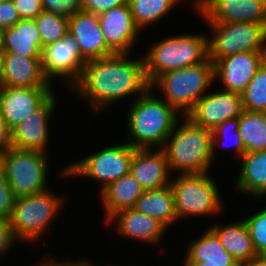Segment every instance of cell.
Wrapping results in <instances>:
<instances>
[{
  "mask_svg": "<svg viewBox=\"0 0 266 266\" xmlns=\"http://www.w3.org/2000/svg\"><path fill=\"white\" fill-rule=\"evenodd\" d=\"M126 56L127 53H114L87 61L71 90L86 98L94 112L130 94H144L150 88L144 60H129Z\"/></svg>",
  "mask_w": 266,
  "mask_h": 266,
  "instance_id": "obj_1",
  "label": "cell"
},
{
  "mask_svg": "<svg viewBox=\"0 0 266 266\" xmlns=\"http://www.w3.org/2000/svg\"><path fill=\"white\" fill-rule=\"evenodd\" d=\"M149 88L138 96L127 116L129 144L136 149L162 148L179 119L178 112ZM151 93V94H150Z\"/></svg>",
  "mask_w": 266,
  "mask_h": 266,
  "instance_id": "obj_2",
  "label": "cell"
},
{
  "mask_svg": "<svg viewBox=\"0 0 266 266\" xmlns=\"http://www.w3.org/2000/svg\"><path fill=\"white\" fill-rule=\"evenodd\" d=\"M184 118L182 125L179 126L177 122L161 148L166 155L169 170H179L180 174L208 173L209 165L213 162L212 131Z\"/></svg>",
  "mask_w": 266,
  "mask_h": 266,
  "instance_id": "obj_3",
  "label": "cell"
},
{
  "mask_svg": "<svg viewBox=\"0 0 266 266\" xmlns=\"http://www.w3.org/2000/svg\"><path fill=\"white\" fill-rule=\"evenodd\" d=\"M214 80V63L207 57L199 64L164 72L150 88H160L164 100L185 117Z\"/></svg>",
  "mask_w": 266,
  "mask_h": 266,
  "instance_id": "obj_4",
  "label": "cell"
},
{
  "mask_svg": "<svg viewBox=\"0 0 266 266\" xmlns=\"http://www.w3.org/2000/svg\"><path fill=\"white\" fill-rule=\"evenodd\" d=\"M204 34L170 36L152 45L143 57L146 79L151 84L164 72L203 62L208 57Z\"/></svg>",
  "mask_w": 266,
  "mask_h": 266,
  "instance_id": "obj_5",
  "label": "cell"
},
{
  "mask_svg": "<svg viewBox=\"0 0 266 266\" xmlns=\"http://www.w3.org/2000/svg\"><path fill=\"white\" fill-rule=\"evenodd\" d=\"M47 190L15 198L9 220L16 239L36 242L49 223L56 220L64 200Z\"/></svg>",
  "mask_w": 266,
  "mask_h": 266,
  "instance_id": "obj_6",
  "label": "cell"
},
{
  "mask_svg": "<svg viewBox=\"0 0 266 266\" xmlns=\"http://www.w3.org/2000/svg\"><path fill=\"white\" fill-rule=\"evenodd\" d=\"M47 153L10 147L0 154L2 172L15 198L46 190Z\"/></svg>",
  "mask_w": 266,
  "mask_h": 266,
  "instance_id": "obj_7",
  "label": "cell"
},
{
  "mask_svg": "<svg viewBox=\"0 0 266 266\" xmlns=\"http://www.w3.org/2000/svg\"><path fill=\"white\" fill-rule=\"evenodd\" d=\"M208 58L218 59L240 52H266V24L253 22H209Z\"/></svg>",
  "mask_w": 266,
  "mask_h": 266,
  "instance_id": "obj_8",
  "label": "cell"
},
{
  "mask_svg": "<svg viewBox=\"0 0 266 266\" xmlns=\"http://www.w3.org/2000/svg\"><path fill=\"white\" fill-rule=\"evenodd\" d=\"M179 175L170 183L178 219L183 216H206L221 211L220 192L209 172Z\"/></svg>",
  "mask_w": 266,
  "mask_h": 266,
  "instance_id": "obj_9",
  "label": "cell"
},
{
  "mask_svg": "<svg viewBox=\"0 0 266 266\" xmlns=\"http://www.w3.org/2000/svg\"><path fill=\"white\" fill-rule=\"evenodd\" d=\"M135 149L129 143L105 147L80 161L71 163L60 174L62 177L83 175L102 181V192L111 183L130 173V163Z\"/></svg>",
  "mask_w": 266,
  "mask_h": 266,
  "instance_id": "obj_10",
  "label": "cell"
},
{
  "mask_svg": "<svg viewBox=\"0 0 266 266\" xmlns=\"http://www.w3.org/2000/svg\"><path fill=\"white\" fill-rule=\"evenodd\" d=\"M41 63L44 75L51 83L52 77H64L73 86L80 78L87 60L69 32L54 43L43 47Z\"/></svg>",
  "mask_w": 266,
  "mask_h": 266,
  "instance_id": "obj_11",
  "label": "cell"
},
{
  "mask_svg": "<svg viewBox=\"0 0 266 266\" xmlns=\"http://www.w3.org/2000/svg\"><path fill=\"white\" fill-rule=\"evenodd\" d=\"M242 112L241 94L220 90L204 94L185 117L193 124L213 131L219 124L238 118Z\"/></svg>",
  "mask_w": 266,
  "mask_h": 266,
  "instance_id": "obj_12",
  "label": "cell"
},
{
  "mask_svg": "<svg viewBox=\"0 0 266 266\" xmlns=\"http://www.w3.org/2000/svg\"><path fill=\"white\" fill-rule=\"evenodd\" d=\"M53 94L52 87L0 86V109L8 129L12 131Z\"/></svg>",
  "mask_w": 266,
  "mask_h": 266,
  "instance_id": "obj_13",
  "label": "cell"
},
{
  "mask_svg": "<svg viewBox=\"0 0 266 266\" xmlns=\"http://www.w3.org/2000/svg\"><path fill=\"white\" fill-rule=\"evenodd\" d=\"M195 5L208 22L266 24V0H196Z\"/></svg>",
  "mask_w": 266,
  "mask_h": 266,
  "instance_id": "obj_14",
  "label": "cell"
},
{
  "mask_svg": "<svg viewBox=\"0 0 266 266\" xmlns=\"http://www.w3.org/2000/svg\"><path fill=\"white\" fill-rule=\"evenodd\" d=\"M266 60V52H240L214 63V78L221 80L225 91L242 93Z\"/></svg>",
  "mask_w": 266,
  "mask_h": 266,
  "instance_id": "obj_15",
  "label": "cell"
},
{
  "mask_svg": "<svg viewBox=\"0 0 266 266\" xmlns=\"http://www.w3.org/2000/svg\"><path fill=\"white\" fill-rule=\"evenodd\" d=\"M106 45L114 53H127L134 45L140 29L135 24L128 3L98 15Z\"/></svg>",
  "mask_w": 266,
  "mask_h": 266,
  "instance_id": "obj_16",
  "label": "cell"
},
{
  "mask_svg": "<svg viewBox=\"0 0 266 266\" xmlns=\"http://www.w3.org/2000/svg\"><path fill=\"white\" fill-rule=\"evenodd\" d=\"M54 94L37 110L11 131L12 147L20 150H36L46 153L49 139V120L54 114Z\"/></svg>",
  "mask_w": 266,
  "mask_h": 266,
  "instance_id": "obj_17",
  "label": "cell"
},
{
  "mask_svg": "<svg viewBox=\"0 0 266 266\" xmlns=\"http://www.w3.org/2000/svg\"><path fill=\"white\" fill-rule=\"evenodd\" d=\"M69 33L76 39L87 61L114 54L105 43L97 14L79 11L69 17Z\"/></svg>",
  "mask_w": 266,
  "mask_h": 266,
  "instance_id": "obj_18",
  "label": "cell"
},
{
  "mask_svg": "<svg viewBox=\"0 0 266 266\" xmlns=\"http://www.w3.org/2000/svg\"><path fill=\"white\" fill-rule=\"evenodd\" d=\"M135 149L130 163V174L144 190H152L170 185V170L164 151Z\"/></svg>",
  "mask_w": 266,
  "mask_h": 266,
  "instance_id": "obj_19",
  "label": "cell"
},
{
  "mask_svg": "<svg viewBox=\"0 0 266 266\" xmlns=\"http://www.w3.org/2000/svg\"><path fill=\"white\" fill-rule=\"evenodd\" d=\"M6 87H52L44 75L41 57L4 53L2 84Z\"/></svg>",
  "mask_w": 266,
  "mask_h": 266,
  "instance_id": "obj_20",
  "label": "cell"
},
{
  "mask_svg": "<svg viewBox=\"0 0 266 266\" xmlns=\"http://www.w3.org/2000/svg\"><path fill=\"white\" fill-rule=\"evenodd\" d=\"M112 221L117 222L118 232L122 236L148 242V244L159 243L167 230L157 219L146 216L134 208L116 212L106 223L110 224Z\"/></svg>",
  "mask_w": 266,
  "mask_h": 266,
  "instance_id": "obj_21",
  "label": "cell"
},
{
  "mask_svg": "<svg viewBox=\"0 0 266 266\" xmlns=\"http://www.w3.org/2000/svg\"><path fill=\"white\" fill-rule=\"evenodd\" d=\"M2 50L25 57H41L43 45L35 19H21L3 30Z\"/></svg>",
  "mask_w": 266,
  "mask_h": 266,
  "instance_id": "obj_22",
  "label": "cell"
},
{
  "mask_svg": "<svg viewBox=\"0 0 266 266\" xmlns=\"http://www.w3.org/2000/svg\"><path fill=\"white\" fill-rule=\"evenodd\" d=\"M193 241L187 250V257L184 261L188 265L240 266L238 261L224 249L220 240L210 229Z\"/></svg>",
  "mask_w": 266,
  "mask_h": 266,
  "instance_id": "obj_23",
  "label": "cell"
},
{
  "mask_svg": "<svg viewBox=\"0 0 266 266\" xmlns=\"http://www.w3.org/2000/svg\"><path fill=\"white\" fill-rule=\"evenodd\" d=\"M209 229L217 236L224 249L231 254L239 264L258 257L244 220L231 223L225 227L214 225Z\"/></svg>",
  "mask_w": 266,
  "mask_h": 266,
  "instance_id": "obj_24",
  "label": "cell"
},
{
  "mask_svg": "<svg viewBox=\"0 0 266 266\" xmlns=\"http://www.w3.org/2000/svg\"><path fill=\"white\" fill-rule=\"evenodd\" d=\"M144 191L130 173L111 183L100 193L106 221L120 210L134 208Z\"/></svg>",
  "mask_w": 266,
  "mask_h": 266,
  "instance_id": "obj_25",
  "label": "cell"
},
{
  "mask_svg": "<svg viewBox=\"0 0 266 266\" xmlns=\"http://www.w3.org/2000/svg\"><path fill=\"white\" fill-rule=\"evenodd\" d=\"M242 168L237 178V190L250 194L255 198L266 195V151L245 153Z\"/></svg>",
  "mask_w": 266,
  "mask_h": 266,
  "instance_id": "obj_26",
  "label": "cell"
},
{
  "mask_svg": "<svg viewBox=\"0 0 266 266\" xmlns=\"http://www.w3.org/2000/svg\"><path fill=\"white\" fill-rule=\"evenodd\" d=\"M134 209L142 214L157 219L166 228L176 221L174 195L170 185L145 190L137 200Z\"/></svg>",
  "mask_w": 266,
  "mask_h": 266,
  "instance_id": "obj_27",
  "label": "cell"
},
{
  "mask_svg": "<svg viewBox=\"0 0 266 266\" xmlns=\"http://www.w3.org/2000/svg\"><path fill=\"white\" fill-rule=\"evenodd\" d=\"M238 119V131L246 153L266 151V112L243 110Z\"/></svg>",
  "mask_w": 266,
  "mask_h": 266,
  "instance_id": "obj_28",
  "label": "cell"
},
{
  "mask_svg": "<svg viewBox=\"0 0 266 266\" xmlns=\"http://www.w3.org/2000/svg\"><path fill=\"white\" fill-rule=\"evenodd\" d=\"M179 0H128L135 24L141 30L162 19Z\"/></svg>",
  "mask_w": 266,
  "mask_h": 266,
  "instance_id": "obj_29",
  "label": "cell"
},
{
  "mask_svg": "<svg viewBox=\"0 0 266 266\" xmlns=\"http://www.w3.org/2000/svg\"><path fill=\"white\" fill-rule=\"evenodd\" d=\"M243 110L266 112V60L241 93Z\"/></svg>",
  "mask_w": 266,
  "mask_h": 266,
  "instance_id": "obj_30",
  "label": "cell"
},
{
  "mask_svg": "<svg viewBox=\"0 0 266 266\" xmlns=\"http://www.w3.org/2000/svg\"><path fill=\"white\" fill-rule=\"evenodd\" d=\"M35 21L43 47L56 42L69 32V18L63 15L43 11Z\"/></svg>",
  "mask_w": 266,
  "mask_h": 266,
  "instance_id": "obj_31",
  "label": "cell"
},
{
  "mask_svg": "<svg viewBox=\"0 0 266 266\" xmlns=\"http://www.w3.org/2000/svg\"><path fill=\"white\" fill-rule=\"evenodd\" d=\"M258 256H266V208L243 219Z\"/></svg>",
  "mask_w": 266,
  "mask_h": 266,
  "instance_id": "obj_32",
  "label": "cell"
},
{
  "mask_svg": "<svg viewBox=\"0 0 266 266\" xmlns=\"http://www.w3.org/2000/svg\"><path fill=\"white\" fill-rule=\"evenodd\" d=\"M239 129V119L238 118H233L229 119L222 124H219L213 131H212V158L214 159V152L217 146L216 143L219 142L218 139L222 138L223 142L228 140L227 137V132L232 131L233 133V148H235V152L238 155L239 159L246 153L245 146L240 138V133L238 131ZM232 137V136H231ZM230 137V138H231ZM218 140V141H217ZM225 143V142H224Z\"/></svg>",
  "mask_w": 266,
  "mask_h": 266,
  "instance_id": "obj_33",
  "label": "cell"
},
{
  "mask_svg": "<svg viewBox=\"0 0 266 266\" xmlns=\"http://www.w3.org/2000/svg\"><path fill=\"white\" fill-rule=\"evenodd\" d=\"M43 9L46 12L71 17L82 11L80 0H41Z\"/></svg>",
  "mask_w": 266,
  "mask_h": 266,
  "instance_id": "obj_34",
  "label": "cell"
},
{
  "mask_svg": "<svg viewBox=\"0 0 266 266\" xmlns=\"http://www.w3.org/2000/svg\"><path fill=\"white\" fill-rule=\"evenodd\" d=\"M15 197L4 173H0V217L10 219Z\"/></svg>",
  "mask_w": 266,
  "mask_h": 266,
  "instance_id": "obj_35",
  "label": "cell"
},
{
  "mask_svg": "<svg viewBox=\"0 0 266 266\" xmlns=\"http://www.w3.org/2000/svg\"><path fill=\"white\" fill-rule=\"evenodd\" d=\"M19 20L21 18L13 0H0V29L5 30L11 28Z\"/></svg>",
  "mask_w": 266,
  "mask_h": 266,
  "instance_id": "obj_36",
  "label": "cell"
},
{
  "mask_svg": "<svg viewBox=\"0 0 266 266\" xmlns=\"http://www.w3.org/2000/svg\"><path fill=\"white\" fill-rule=\"evenodd\" d=\"M21 19H35L43 11L41 0H13Z\"/></svg>",
  "mask_w": 266,
  "mask_h": 266,
  "instance_id": "obj_37",
  "label": "cell"
},
{
  "mask_svg": "<svg viewBox=\"0 0 266 266\" xmlns=\"http://www.w3.org/2000/svg\"><path fill=\"white\" fill-rule=\"evenodd\" d=\"M126 3L128 0H85L82 3V11L99 15Z\"/></svg>",
  "mask_w": 266,
  "mask_h": 266,
  "instance_id": "obj_38",
  "label": "cell"
},
{
  "mask_svg": "<svg viewBox=\"0 0 266 266\" xmlns=\"http://www.w3.org/2000/svg\"><path fill=\"white\" fill-rule=\"evenodd\" d=\"M16 241L17 239L13 234L10 220L0 217V255H6L5 253L10 250V247Z\"/></svg>",
  "mask_w": 266,
  "mask_h": 266,
  "instance_id": "obj_39",
  "label": "cell"
},
{
  "mask_svg": "<svg viewBox=\"0 0 266 266\" xmlns=\"http://www.w3.org/2000/svg\"><path fill=\"white\" fill-rule=\"evenodd\" d=\"M12 147L11 131L8 129L0 109V154Z\"/></svg>",
  "mask_w": 266,
  "mask_h": 266,
  "instance_id": "obj_40",
  "label": "cell"
},
{
  "mask_svg": "<svg viewBox=\"0 0 266 266\" xmlns=\"http://www.w3.org/2000/svg\"><path fill=\"white\" fill-rule=\"evenodd\" d=\"M77 261V262H76ZM92 263H89V261L85 260V259H81V260H61V261H56V262H52L50 260V262H43L42 264L40 263L39 266H92Z\"/></svg>",
  "mask_w": 266,
  "mask_h": 266,
  "instance_id": "obj_41",
  "label": "cell"
},
{
  "mask_svg": "<svg viewBox=\"0 0 266 266\" xmlns=\"http://www.w3.org/2000/svg\"><path fill=\"white\" fill-rule=\"evenodd\" d=\"M240 266H266V256L252 258L248 262L241 263Z\"/></svg>",
  "mask_w": 266,
  "mask_h": 266,
  "instance_id": "obj_42",
  "label": "cell"
},
{
  "mask_svg": "<svg viewBox=\"0 0 266 266\" xmlns=\"http://www.w3.org/2000/svg\"><path fill=\"white\" fill-rule=\"evenodd\" d=\"M3 67H4V52L3 50H0V85L2 84Z\"/></svg>",
  "mask_w": 266,
  "mask_h": 266,
  "instance_id": "obj_43",
  "label": "cell"
},
{
  "mask_svg": "<svg viewBox=\"0 0 266 266\" xmlns=\"http://www.w3.org/2000/svg\"><path fill=\"white\" fill-rule=\"evenodd\" d=\"M2 44H3V30L0 29V50H2Z\"/></svg>",
  "mask_w": 266,
  "mask_h": 266,
  "instance_id": "obj_44",
  "label": "cell"
},
{
  "mask_svg": "<svg viewBox=\"0 0 266 266\" xmlns=\"http://www.w3.org/2000/svg\"><path fill=\"white\" fill-rule=\"evenodd\" d=\"M2 172V163H1V159H0V173Z\"/></svg>",
  "mask_w": 266,
  "mask_h": 266,
  "instance_id": "obj_45",
  "label": "cell"
}]
</instances>
